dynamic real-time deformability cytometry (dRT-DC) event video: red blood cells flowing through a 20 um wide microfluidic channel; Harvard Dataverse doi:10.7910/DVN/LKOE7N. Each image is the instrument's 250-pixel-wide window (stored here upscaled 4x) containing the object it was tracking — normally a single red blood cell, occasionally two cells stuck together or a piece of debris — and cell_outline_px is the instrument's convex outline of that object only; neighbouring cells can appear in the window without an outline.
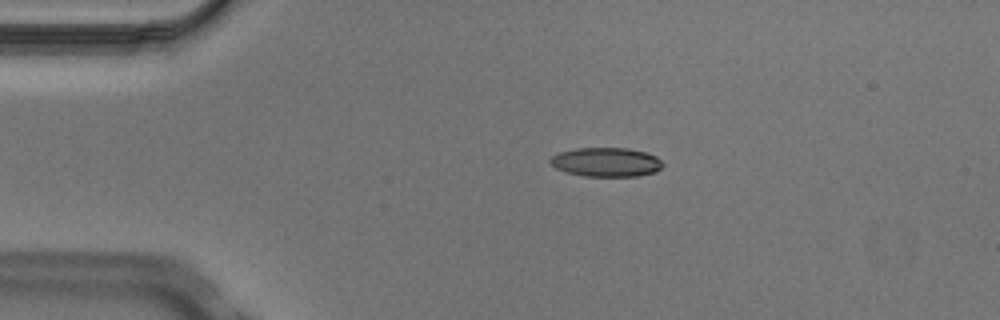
{"species": "Egyptian fruit bat (a non-hibernating species)", "species_latin": "Rousettus aegyptiacus", "temperature_condition": "cold", "stored_images_in_passage": 4, "camera_frame_rate_fps": 3000, "um_per_image_px": 0.085, "animal": {"sex": "male"}, "frame": {"image": 1, "passage_image": 3, "time_ms": 0.667, "image_size_px": [1000, 320], "cell_outline_px": [[664, 164], [656, 172], [636, 176], [584, 176], [568, 172], [556, 168], [548, 164], [548, 160], [552, 156], [560, 152], [576, 148], [628, 148], [644, 152], [656, 156]], "centroid_in_image_um": [51.51, 13.78], "position_along_channel_um": 33.5, "area_um2": 19.07}}